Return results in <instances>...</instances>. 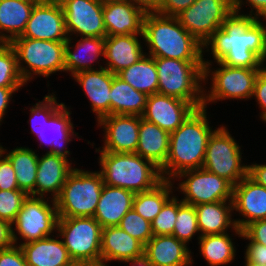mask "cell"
<instances>
[{"label": "cell", "instance_id": "cell-44", "mask_svg": "<svg viewBox=\"0 0 266 266\" xmlns=\"http://www.w3.org/2000/svg\"><path fill=\"white\" fill-rule=\"evenodd\" d=\"M241 238L266 246V219L257 220L248 224L242 230Z\"/></svg>", "mask_w": 266, "mask_h": 266}, {"label": "cell", "instance_id": "cell-8", "mask_svg": "<svg viewBox=\"0 0 266 266\" xmlns=\"http://www.w3.org/2000/svg\"><path fill=\"white\" fill-rule=\"evenodd\" d=\"M203 62L204 84L211 77V87H208L210 88L208 92L207 87L204 86L203 107L207 108V104L217 102V100L236 99L238 101L252 98L257 75L262 69L230 67L216 62L219 68L212 70L211 60L203 59Z\"/></svg>", "mask_w": 266, "mask_h": 266}, {"label": "cell", "instance_id": "cell-56", "mask_svg": "<svg viewBox=\"0 0 266 266\" xmlns=\"http://www.w3.org/2000/svg\"><path fill=\"white\" fill-rule=\"evenodd\" d=\"M245 266H263V265L250 263V262H248V261L245 260Z\"/></svg>", "mask_w": 266, "mask_h": 266}, {"label": "cell", "instance_id": "cell-35", "mask_svg": "<svg viewBox=\"0 0 266 266\" xmlns=\"http://www.w3.org/2000/svg\"><path fill=\"white\" fill-rule=\"evenodd\" d=\"M199 251L209 266H223L235 260L236 248L228 233L200 236Z\"/></svg>", "mask_w": 266, "mask_h": 266}, {"label": "cell", "instance_id": "cell-26", "mask_svg": "<svg viewBox=\"0 0 266 266\" xmlns=\"http://www.w3.org/2000/svg\"><path fill=\"white\" fill-rule=\"evenodd\" d=\"M144 255V245L119 226L102 228L101 260L123 262Z\"/></svg>", "mask_w": 266, "mask_h": 266}, {"label": "cell", "instance_id": "cell-52", "mask_svg": "<svg viewBox=\"0 0 266 266\" xmlns=\"http://www.w3.org/2000/svg\"><path fill=\"white\" fill-rule=\"evenodd\" d=\"M248 176L256 183L266 187V164L248 165Z\"/></svg>", "mask_w": 266, "mask_h": 266}, {"label": "cell", "instance_id": "cell-19", "mask_svg": "<svg viewBox=\"0 0 266 266\" xmlns=\"http://www.w3.org/2000/svg\"><path fill=\"white\" fill-rule=\"evenodd\" d=\"M145 13L130 0L103 3V21L107 36L139 35L143 40Z\"/></svg>", "mask_w": 266, "mask_h": 266}, {"label": "cell", "instance_id": "cell-54", "mask_svg": "<svg viewBox=\"0 0 266 266\" xmlns=\"http://www.w3.org/2000/svg\"><path fill=\"white\" fill-rule=\"evenodd\" d=\"M123 262L125 263L130 262L131 266H153L151 262L144 255L131 260H125Z\"/></svg>", "mask_w": 266, "mask_h": 266}, {"label": "cell", "instance_id": "cell-17", "mask_svg": "<svg viewBox=\"0 0 266 266\" xmlns=\"http://www.w3.org/2000/svg\"><path fill=\"white\" fill-rule=\"evenodd\" d=\"M196 108L189 102L160 93L148 95L142 118L168 133L177 130Z\"/></svg>", "mask_w": 266, "mask_h": 266}, {"label": "cell", "instance_id": "cell-45", "mask_svg": "<svg viewBox=\"0 0 266 266\" xmlns=\"http://www.w3.org/2000/svg\"><path fill=\"white\" fill-rule=\"evenodd\" d=\"M255 98L259 108L262 110L260 118H266V66L257 75L252 98Z\"/></svg>", "mask_w": 266, "mask_h": 266}, {"label": "cell", "instance_id": "cell-7", "mask_svg": "<svg viewBox=\"0 0 266 266\" xmlns=\"http://www.w3.org/2000/svg\"><path fill=\"white\" fill-rule=\"evenodd\" d=\"M103 185L99 171L74 168L55 199L58 217H93Z\"/></svg>", "mask_w": 266, "mask_h": 266}, {"label": "cell", "instance_id": "cell-33", "mask_svg": "<svg viewBox=\"0 0 266 266\" xmlns=\"http://www.w3.org/2000/svg\"><path fill=\"white\" fill-rule=\"evenodd\" d=\"M11 162L19 190L35 197V182L38 168V157L33 149L16 147L5 155Z\"/></svg>", "mask_w": 266, "mask_h": 266}, {"label": "cell", "instance_id": "cell-2", "mask_svg": "<svg viewBox=\"0 0 266 266\" xmlns=\"http://www.w3.org/2000/svg\"><path fill=\"white\" fill-rule=\"evenodd\" d=\"M205 107L195 109L181 126L170 133L169 153L160 169L163 180L175 181V177L188 170L202 168L212 129Z\"/></svg>", "mask_w": 266, "mask_h": 266}, {"label": "cell", "instance_id": "cell-16", "mask_svg": "<svg viewBox=\"0 0 266 266\" xmlns=\"http://www.w3.org/2000/svg\"><path fill=\"white\" fill-rule=\"evenodd\" d=\"M104 129V144L101 151L135 153L139 141L140 116L107 115L98 121Z\"/></svg>", "mask_w": 266, "mask_h": 266}, {"label": "cell", "instance_id": "cell-43", "mask_svg": "<svg viewBox=\"0 0 266 266\" xmlns=\"http://www.w3.org/2000/svg\"><path fill=\"white\" fill-rule=\"evenodd\" d=\"M7 151L0 145V190H19L14 168L5 156Z\"/></svg>", "mask_w": 266, "mask_h": 266}, {"label": "cell", "instance_id": "cell-39", "mask_svg": "<svg viewBox=\"0 0 266 266\" xmlns=\"http://www.w3.org/2000/svg\"><path fill=\"white\" fill-rule=\"evenodd\" d=\"M52 94L45 95L43 101H39L30 108L31 133L36 137L43 128L44 122H48L49 119L65 104L58 103L57 97Z\"/></svg>", "mask_w": 266, "mask_h": 266}, {"label": "cell", "instance_id": "cell-5", "mask_svg": "<svg viewBox=\"0 0 266 266\" xmlns=\"http://www.w3.org/2000/svg\"><path fill=\"white\" fill-rule=\"evenodd\" d=\"M154 60L158 73V93L185 100L196 109L203 107V61L171 58H154Z\"/></svg>", "mask_w": 266, "mask_h": 266}, {"label": "cell", "instance_id": "cell-12", "mask_svg": "<svg viewBox=\"0 0 266 266\" xmlns=\"http://www.w3.org/2000/svg\"><path fill=\"white\" fill-rule=\"evenodd\" d=\"M179 181L177 189L183 192L181 200L189 205H199L218 201H232L233 185L224 178L204 168L188 170L175 177ZM178 178V179H177ZM185 178L182 182L179 179Z\"/></svg>", "mask_w": 266, "mask_h": 266}, {"label": "cell", "instance_id": "cell-29", "mask_svg": "<svg viewBox=\"0 0 266 266\" xmlns=\"http://www.w3.org/2000/svg\"><path fill=\"white\" fill-rule=\"evenodd\" d=\"M56 235V238L50 236L20 245L28 266H70L74 263Z\"/></svg>", "mask_w": 266, "mask_h": 266}, {"label": "cell", "instance_id": "cell-55", "mask_svg": "<svg viewBox=\"0 0 266 266\" xmlns=\"http://www.w3.org/2000/svg\"><path fill=\"white\" fill-rule=\"evenodd\" d=\"M75 266H108L105 261H86V262H75Z\"/></svg>", "mask_w": 266, "mask_h": 266}, {"label": "cell", "instance_id": "cell-37", "mask_svg": "<svg viewBox=\"0 0 266 266\" xmlns=\"http://www.w3.org/2000/svg\"><path fill=\"white\" fill-rule=\"evenodd\" d=\"M24 85L13 47L9 43H0V87L21 88Z\"/></svg>", "mask_w": 266, "mask_h": 266}, {"label": "cell", "instance_id": "cell-11", "mask_svg": "<svg viewBox=\"0 0 266 266\" xmlns=\"http://www.w3.org/2000/svg\"><path fill=\"white\" fill-rule=\"evenodd\" d=\"M56 233L74 262L101 260L102 226L94 217H59Z\"/></svg>", "mask_w": 266, "mask_h": 266}, {"label": "cell", "instance_id": "cell-48", "mask_svg": "<svg viewBox=\"0 0 266 266\" xmlns=\"http://www.w3.org/2000/svg\"><path fill=\"white\" fill-rule=\"evenodd\" d=\"M249 3V4H248ZM246 4L250 5L251 11L249 16L255 17L256 19L266 20V0H233V11L236 13H240L242 5Z\"/></svg>", "mask_w": 266, "mask_h": 266}, {"label": "cell", "instance_id": "cell-24", "mask_svg": "<svg viewBox=\"0 0 266 266\" xmlns=\"http://www.w3.org/2000/svg\"><path fill=\"white\" fill-rule=\"evenodd\" d=\"M71 114L69 108L64 104L48 122H44L37 138L40 141V145L42 143L49 145L50 150L47 151L48 153L61 155L66 158L70 157V150L67 145L69 142L71 143L72 138L78 136V133L74 130L73 122H71ZM49 134L50 136L52 134V136L50 137Z\"/></svg>", "mask_w": 266, "mask_h": 266}, {"label": "cell", "instance_id": "cell-1", "mask_svg": "<svg viewBox=\"0 0 266 266\" xmlns=\"http://www.w3.org/2000/svg\"><path fill=\"white\" fill-rule=\"evenodd\" d=\"M266 24L245 13L232 12L203 44L214 63L263 69L266 62ZM210 49V50H209Z\"/></svg>", "mask_w": 266, "mask_h": 266}, {"label": "cell", "instance_id": "cell-25", "mask_svg": "<svg viewBox=\"0 0 266 266\" xmlns=\"http://www.w3.org/2000/svg\"><path fill=\"white\" fill-rule=\"evenodd\" d=\"M194 207L200 236L227 233L231 228L235 235L241 237L242 230L237 227L235 219L231 218L234 213L232 201L205 203Z\"/></svg>", "mask_w": 266, "mask_h": 266}, {"label": "cell", "instance_id": "cell-31", "mask_svg": "<svg viewBox=\"0 0 266 266\" xmlns=\"http://www.w3.org/2000/svg\"><path fill=\"white\" fill-rule=\"evenodd\" d=\"M36 3L39 2L0 0V43H10L23 34Z\"/></svg>", "mask_w": 266, "mask_h": 266}, {"label": "cell", "instance_id": "cell-10", "mask_svg": "<svg viewBox=\"0 0 266 266\" xmlns=\"http://www.w3.org/2000/svg\"><path fill=\"white\" fill-rule=\"evenodd\" d=\"M240 147L228 128L219 126L209 137L202 168L235 186L248 175Z\"/></svg>", "mask_w": 266, "mask_h": 266}, {"label": "cell", "instance_id": "cell-38", "mask_svg": "<svg viewBox=\"0 0 266 266\" xmlns=\"http://www.w3.org/2000/svg\"><path fill=\"white\" fill-rule=\"evenodd\" d=\"M197 233L199 240L200 232L195 207L178 200V211L172 235L187 244Z\"/></svg>", "mask_w": 266, "mask_h": 266}, {"label": "cell", "instance_id": "cell-13", "mask_svg": "<svg viewBox=\"0 0 266 266\" xmlns=\"http://www.w3.org/2000/svg\"><path fill=\"white\" fill-rule=\"evenodd\" d=\"M232 12L233 0H196L176 17L192 36L204 44Z\"/></svg>", "mask_w": 266, "mask_h": 266}, {"label": "cell", "instance_id": "cell-50", "mask_svg": "<svg viewBox=\"0 0 266 266\" xmlns=\"http://www.w3.org/2000/svg\"><path fill=\"white\" fill-rule=\"evenodd\" d=\"M14 245L12 224L0 219V250Z\"/></svg>", "mask_w": 266, "mask_h": 266}, {"label": "cell", "instance_id": "cell-32", "mask_svg": "<svg viewBox=\"0 0 266 266\" xmlns=\"http://www.w3.org/2000/svg\"><path fill=\"white\" fill-rule=\"evenodd\" d=\"M110 93L111 115L142 116L144 114L148 95L135 90L115 74Z\"/></svg>", "mask_w": 266, "mask_h": 266}, {"label": "cell", "instance_id": "cell-27", "mask_svg": "<svg viewBox=\"0 0 266 266\" xmlns=\"http://www.w3.org/2000/svg\"><path fill=\"white\" fill-rule=\"evenodd\" d=\"M134 197L132 191L104 184L93 217L102 228L118 226L122 217L133 208Z\"/></svg>", "mask_w": 266, "mask_h": 266}, {"label": "cell", "instance_id": "cell-58", "mask_svg": "<svg viewBox=\"0 0 266 266\" xmlns=\"http://www.w3.org/2000/svg\"><path fill=\"white\" fill-rule=\"evenodd\" d=\"M24 1L41 2L43 0H24Z\"/></svg>", "mask_w": 266, "mask_h": 266}, {"label": "cell", "instance_id": "cell-28", "mask_svg": "<svg viewBox=\"0 0 266 266\" xmlns=\"http://www.w3.org/2000/svg\"><path fill=\"white\" fill-rule=\"evenodd\" d=\"M72 37H69L65 46V72L74 76L76 73L94 68V62L100 57H104L105 38L101 37H80L72 46ZM93 63V65H92Z\"/></svg>", "mask_w": 266, "mask_h": 266}, {"label": "cell", "instance_id": "cell-40", "mask_svg": "<svg viewBox=\"0 0 266 266\" xmlns=\"http://www.w3.org/2000/svg\"><path fill=\"white\" fill-rule=\"evenodd\" d=\"M126 233L145 245L154 235L151 223L140 216L134 208L130 209L121 219L119 225Z\"/></svg>", "mask_w": 266, "mask_h": 266}, {"label": "cell", "instance_id": "cell-9", "mask_svg": "<svg viewBox=\"0 0 266 266\" xmlns=\"http://www.w3.org/2000/svg\"><path fill=\"white\" fill-rule=\"evenodd\" d=\"M48 199L50 198L29 195L24 201L21 210L12 223V235L15 245L20 246L54 236L51 233L57 232L59 217L56 202L53 199ZM19 237L23 242L21 241L18 244V240H21Z\"/></svg>", "mask_w": 266, "mask_h": 266}, {"label": "cell", "instance_id": "cell-18", "mask_svg": "<svg viewBox=\"0 0 266 266\" xmlns=\"http://www.w3.org/2000/svg\"><path fill=\"white\" fill-rule=\"evenodd\" d=\"M233 211L244 219H235L243 230L251 222L266 219V187L256 183L248 175L233 187Z\"/></svg>", "mask_w": 266, "mask_h": 266}, {"label": "cell", "instance_id": "cell-3", "mask_svg": "<svg viewBox=\"0 0 266 266\" xmlns=\"http://www.w3.org/2000/svg\"><path fill=\"white\" fill-rule=\"evenodd\" d=\"M143 41L154 58L203 61V44L192 36L177 17L146 12L143 19Z\"/></svg>", "mask_w": 266, "mask_h": 266}, {"label": "cell", "instance_id": "cell-21", "mask_svg": "<svg viewBox=\"0 0 266 266\" xmlns=\"http://www.w3.org/2000/svg\"><path fill=\"white\" fill-rule=\"evenodd\" d=\"M69 159L48 152L38 157L35 197H46L51 193V199L55 200L60 195L68 175L75 168Z\"/></svg>", "mask_w": 266, "mask_h": 266}, {"label": "cell", "instance_id": "cell-57", "mask_svg": "<svg viewBox=\"0 0 266 266\" xmlns=\"http://www.w3.org/2000/svg\"><path fill=\"white\" fill-rule=\"evenodd\" d=\"M102 3H106V2H113V1H122V0H99Z\"/></svg>", "mask_w": 266, "mask_h": 266}, {"label": "cell", "instance_id": "cell-41", "mask_svg": "<svg viewBox=\"0 0 266 266\" xmlns=\"http://www.w3.org/2000/svg\"><path fill=\"white\" fill-rule=\"evenodd\" d=\"M177 197L178 196H172L151 222V229L154 236L173 234L178 211Z\"/></svg>", "mask_w": 266, "mask_h": 266}, {"label": "cell", "instance_id": "cell-42", "mask_svg": "<svg viewBox=\"0 0 266 266\" xmlns=\"http://www.w3.org/2000/svg\"><path fill=\"white\" fill-rule=\"evenodd\" d=\"M28 196L22 190H0V219L12 224Z\"/></svg>", "mask_w": 266, "mask_h": 266}, {"label": "cell", "instance_id": "cell-30", "mask_svg": "<svg viewBox=\"0 0 266 266\" xmlns=\"http://www.w3.org/2000/svg\"><path fill=\"white\" fill-rule=\"evenodd\" d=\"M170 133L140 116L139 141L136 154L161 169L169 153Z\"/></svg>", "mask_w": 266, "mask_h": 266}, {"label": "cell", "instance_id": "cell-51", "mask_svg": "<svg viewBox=\"0 0 266 266\" xmlns=\"http://www.w3.org/2000/svg\"><path fill=\"white\" fill-rule=\"evenodd\" d=\"M19 89L22 88H5L0 87V125L3 122V118L6 114V110L9 107V103L12 99V94L16 93Z\"/></svg>", "mask_w": 266, "mask_h": 266}, {"label": "cell", "instance_id": "cell-23", "mask_svg": "<svg viewBox=\"0 0 266 266\" xmlns=\"http://www.w3.org/2000/svg\"><path fill=\"white\" fill-rule=\"evenodd\" d=\"M138 37V35L106 36L104 48L105 68L116 75L140 60L146 53Z\"/></svg>", "mask_w": 266, "mask_h": 266}, {"label": "cell", "instance_id": "cell-46", "mask_svg": "<svg viewBox=\"0 0 266 266\" xmlns=\"http://www.w3.org/2000/svg\"><path fill=\"white\" fill-rule=\"evenodd\" d=\"M0 266H28L19 245L0 250Z\"/></svg>", "mask_w": 266, "mask_h": 266}, {"label": "cell", "instance_id": "cell-15", "mask_svg": "<svg viewBox=\"0 0 266 266\" xmlns=\"http://www.w3.org/2000/svg\"><path fill=\"white\" fill-rule=\"evenodd\" d=\"M19 37L48 41H67L62 6L58 0H43L31 11L23 34Z\"/></svg>", "mask_w": 266, "mask_h": 266}, {"label": "cell", "instance_id": "cell-14", "mask_svg": "<svg viewBox=\"0 0 266 266\" xmlns=\"http://www.w3.org/2000/svg\"><path fill=\"white\" fill-rule=\"evenodd\" d=\"M62 6L69 37H101L107 32L103 21V3L99 0H58ZM78 35V36H77Z\"/></svg>", "mask_w": 266, "mask_h": 266}, {"label": "cell", "instance_id": "cell-34", "mask_svg": "<svg viewBox=\"0 0 266 266\" xmlns=\"http://www.w3.org/2000/svg\"><path fill=\"white\" fill-rule=\"evenodd\" d=\"M132 88L147 95L158 93V73L154 57L145 54L130 67L116 74Z\"/></svg>", "mask_w": 266, "mask_h": 266}, {"label": "cell", "instance_id": "cell-36", "mask_svg": "<svg viewBox=\"0 0 266 266\" xmlns=\"http://www.w3.org/2000/svg\"><path fill=\"white\" fill-rule=\"evenodd\" d=\"M174 181L163 180L155 188L136 193L133 200L134 210L150 223L160 213L164 204L173 196ZM173 190V191H172Z\"/></svg>", "mask_w": 266, "mask_h": 266}, {"label": "cell", "instance_id": "cell-53", "mask_svg": "<svg viewBox=\"0 0 266 266\" xmlns=\"http://www.w3.org/2000/svg\"><path fill=\"white\" fill-rule=\"evenodd\" d=\"M135 5H138L141 7L145 12H155L160 3L161 0H130Z\"/></svg>", "mask_w": 266, "mask_h": 266}, {"label": "cell", "instance_id": "cell-6", "mask_svg": "<svg viewBox=\"0 0 266 266\" xmlns=\"http://www.w3.org/2000/svg\"><path fill=\"white\" fill-rule=\"evenodd\" d=\"M9 44L16 53L18 70L25 83L31 82L34 75L47 78L58 71L65 72L66 41L16 37Z\"/></svg>", "mask_w": 266, "mask_h": 266}, {"label": "cell", "instance_id": "cell-20", "mask_svg": "<svg viewBox=\"0 0 266 266\" xmlns=\"http://www.w3.org/2000/svg\"><path fill=\"white\" fill-rule=\"evenodd\" d=\"M99 69L86 70L76 73L72 78L81 85L84 94L91 103L92 112L97 121L111 115V85L114 78L107 68L98 65Z\"/></svg>", "mask_w": 266, "mask_h": 266}, {"label": "cell", "instance_id": "cell-49", "mask_svg": "<svg viewBox=\"0 0 266 266\" xmlns=\"http://www.w3.org/2000/svg\"><path fill=\"white\" fill-rule=\"evenodd\" d=\"M245 250V260L254 263L266 266V246L256 242H251L246 246Z\"/></svg>", "mask_w": 266, "mask_h": 266}, {"label": "cell", "instance_id": "cell-47", "mask_svg": "<svg viewBox=\"0 0 266 266\" xmlns=\"http://www.w3.org/2000/svg\"><path fill=\"white\" fill-rule=\"evenodd\" d=\"M195 1L196 0H161L155 12L164 16L176 17L182 11L189 8Z\"/></svg>", "mask_w": 266, "mask_h": 266}, {"label": "cell", "instance_id": "cell-22", "mask_svg": "<svg viewBox=\"0 0 266 266\" xmlns=\"http://www.w3.org/2000/svg\"><path fill=\"white\" fill-rule=\"evenodd\" d=\"M187 245L173 235L153 236L144 245V256L153 266H191L194 262Z\"/></svg>", "mask_w": 266, "mask_h": 266}, {"label": "cell", "instance_id": "cell-4", "mask_svg": "<svg viewBox=\"0 0 266 266\" xmlns=\"http://www.w3.org/2000/svg\"><path fill=\"white\" fill-rule=\"evenodd\" d=\"M99 171L105 185L124 188L133 193L152 190L163 181L160 169L150 160L136 153H113L101 151Z\"/></svg>", "mask_w": 266, "mask_h": 266}]
</instances>
